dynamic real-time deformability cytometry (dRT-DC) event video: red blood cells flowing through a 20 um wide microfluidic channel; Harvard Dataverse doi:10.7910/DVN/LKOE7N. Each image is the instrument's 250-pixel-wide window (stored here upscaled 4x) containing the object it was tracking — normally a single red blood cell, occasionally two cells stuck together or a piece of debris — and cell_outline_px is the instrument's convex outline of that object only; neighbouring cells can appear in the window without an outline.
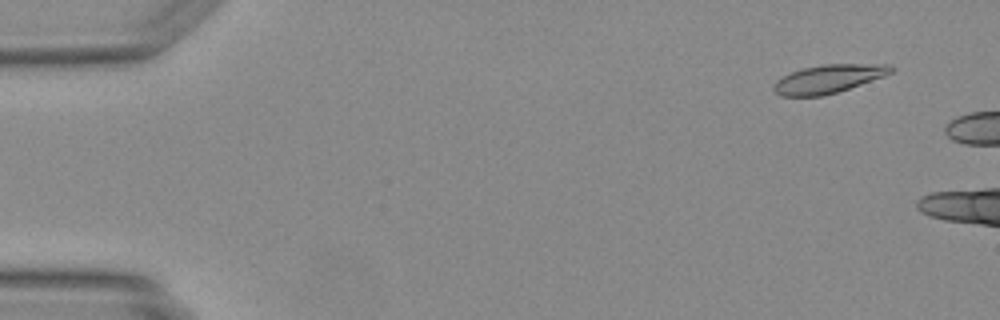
{"species": "Egyptian fruit bat (a non-hibernating species)", "species_latin": "Rousettus aegyptiacus", "temperature_condition": "warm", "stored_images_in_passage": 10, "camera_frame_rate_fps": 3000, "um_per_image_px": 0.085, "animal": {"sex": "female"}, "frame": {"image": 1, "passage_image": 4, "time_ms": 1.0, "image_size_px": [1000, 320], "cell_outline_px": [[896, 68], [892, 72], [884, 76], [836, 92], [820, 96], [780, 96], [772, 88], [776, 80], [792, 72], [804, 68], [820, 64], [892, 64]], "centroid_in_image_um": [70.43, 6.69], "position_along_channel_um": 14.6, "area_um2": 19.25}}